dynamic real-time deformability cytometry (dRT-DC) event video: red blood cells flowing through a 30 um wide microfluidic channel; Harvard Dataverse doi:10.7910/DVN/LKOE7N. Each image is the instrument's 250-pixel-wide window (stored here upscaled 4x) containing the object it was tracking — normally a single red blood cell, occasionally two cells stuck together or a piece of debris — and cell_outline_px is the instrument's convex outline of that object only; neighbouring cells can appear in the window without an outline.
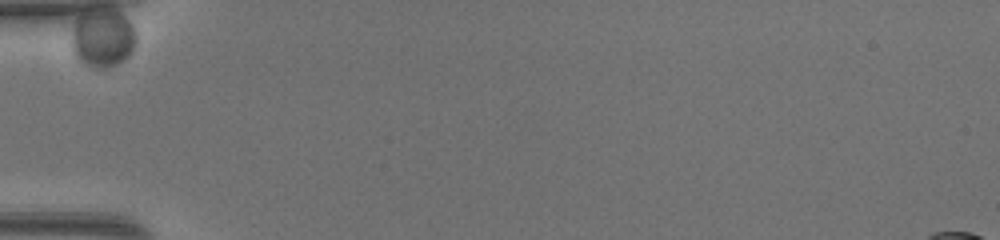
{"species": "common noctule bat (a hibernating species)", "species_latin": "Nyctalus noctula", "temperature_condition": "warm", "stored_images_in_passage": 37, "camera_frame_rate_fps": 3000, "um_per_image_px": 0.085, "animal": {"sex": "female", "body_mass_g": 17.0, "forearm_length_mm": 48.0}, "frame": {"image": 1, "passage_image": 1, "time_ms": 0.0, "image_size_px": [1000, 240], "cell_outline_px": [[132, 48], [128, 56], [116, 64], [104, 68], [92, 68], [84, 64], [76, 56], [72, 48], [72, 32], [76, 20], [80, 16], [112, 12], [116, 12], [124, 16], [128, 20], [132, 28]], "centroid_in_image_um": [8.67, 3.34], "position_along_channel_um": 76.3, "area_um2": 20.23}}
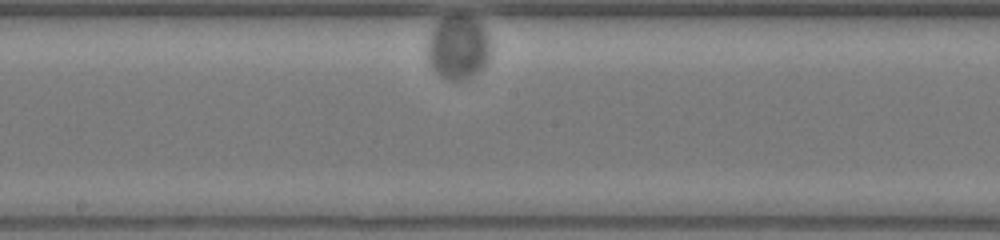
{"frame": {"image": 2, "passage_image": 21, "time_ms": 6.667, "image_size_px": [1000, 240], "cell_outline_px": [[492, 48], [488, 60], [484, 68], [472, 76], [464, 80], [448, 80], [440, 76], [436, 72], [428, 60], [428, 36], [436, 24], [444, 16], [472, 16], [484, 28], [488, 36]], "centroid_in_image_um": [38.97, 4.04], "position_along_channel_um": 209.2, "area_um2": 23.7}}
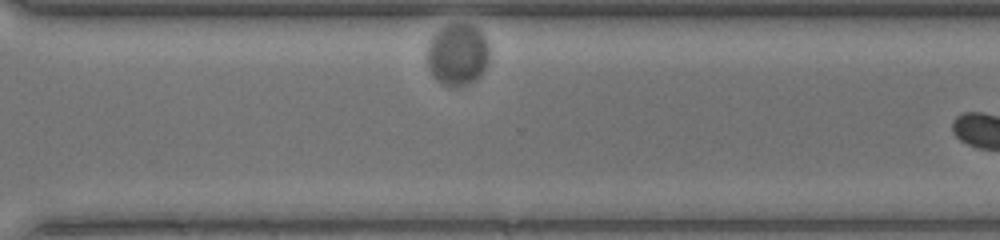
{"frame": {"image": 3, "passage_image": 36, "time_ms": 11.667, "image_size_px": [1000, 240], "cell_outline_px": [[488, 64], [480, 76], [476, 80], [460, 88], [448, 88], [440, 84], [436, 80], [428, 64], [428, 44], [432, 36], [440, 28], [448, 24], [472, 24], [484, 36], [488, 44]], "centroid_in_image_um": [38.9, 4.68], "position_along_channel_um": 331.7, "area_um2": 22.72}}